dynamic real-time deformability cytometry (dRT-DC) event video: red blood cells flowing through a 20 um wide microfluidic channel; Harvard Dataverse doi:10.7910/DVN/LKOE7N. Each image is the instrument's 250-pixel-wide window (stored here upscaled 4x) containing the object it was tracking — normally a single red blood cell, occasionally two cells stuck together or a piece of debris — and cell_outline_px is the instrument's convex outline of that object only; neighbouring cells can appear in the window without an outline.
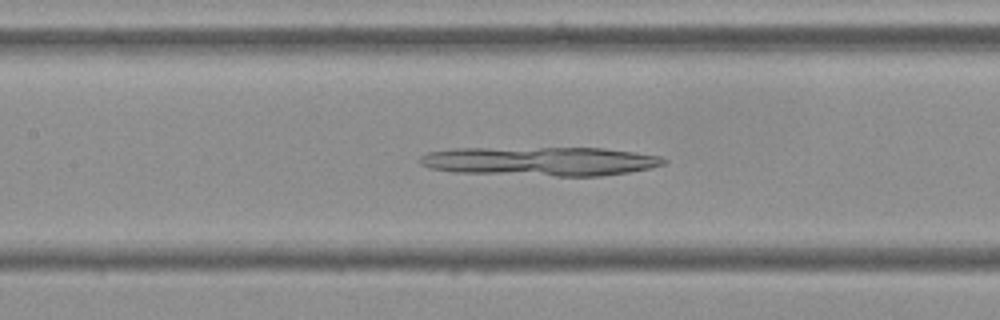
{"species": "Egyptian fruit bat (a non-hibernating species)", "species_latin": "Rousettus aegyptiacus", "temperature_condition": "cold", "stored_images_in_passage": 54, "camera_frame_rate_fps": 3000, "um_per_image_px": 0.085, "frame": {"image": 1, "passage_image": 24, "time_ms": 7.667, "image_size_px": [1000, 320], "cell_outline_px": [[668, 160], [664, 164], [648, 168], [628, 172], [600, 176], [556, 176], [452, 172], [428, 168], [420, 164], [420, 156], [428, 152], [452, 148], [604, 148], [636, 152], [660, 156]], "centroid_in_image_um": [45.9, 13.7], "position_along_channel_um": 161.5, "area_um2": 41.44}}
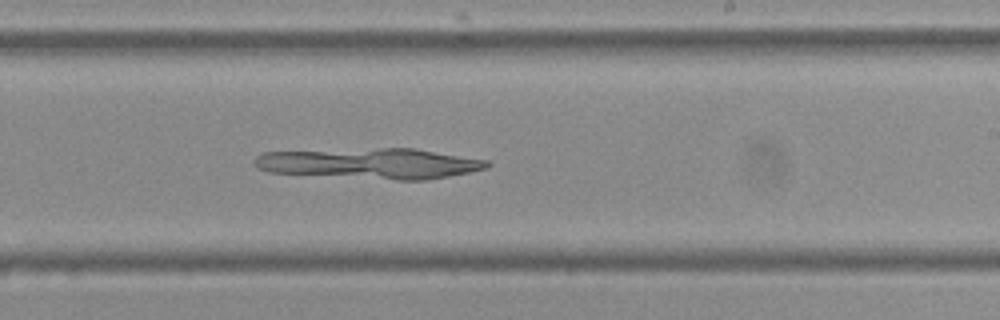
{"frame": {"image": 2, "passage_image": 32, "time_ms": 10.333, "image_size_px": [1000, 320], "cell_outline_px": [[492, 164], [488, 168], [428, 180], [396, 180], [268, 172], [256, 168], [252, 164], [252, 160], [256, 156], [264, 152], [380, 148], [416, 148], [492, 160]], "centroid_in_image_um": [31.52, 13.89], "position_along_channel_um": 257.5, "area_um2": 41.91}}
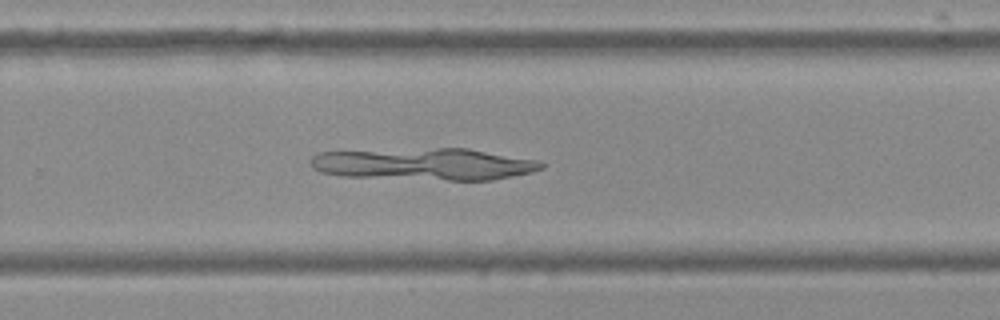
{"frame": {"image": 3, "passage_image": 35, "time_ms": 11.333, "image_size_px": [1000, 320], "cell_outline_px": [[544, 168], [532, 172], [492, 180], [448, 180], [344, 176], [320, 172], [312, 168], [312, 156], [316, 152], [440, 148], [468, 148], [536, 160], [544, 164]], "centroid_in_image_um": [36.07, 13.95], "position_along_channel_um": 293.7, "area_um2": 42.77}}